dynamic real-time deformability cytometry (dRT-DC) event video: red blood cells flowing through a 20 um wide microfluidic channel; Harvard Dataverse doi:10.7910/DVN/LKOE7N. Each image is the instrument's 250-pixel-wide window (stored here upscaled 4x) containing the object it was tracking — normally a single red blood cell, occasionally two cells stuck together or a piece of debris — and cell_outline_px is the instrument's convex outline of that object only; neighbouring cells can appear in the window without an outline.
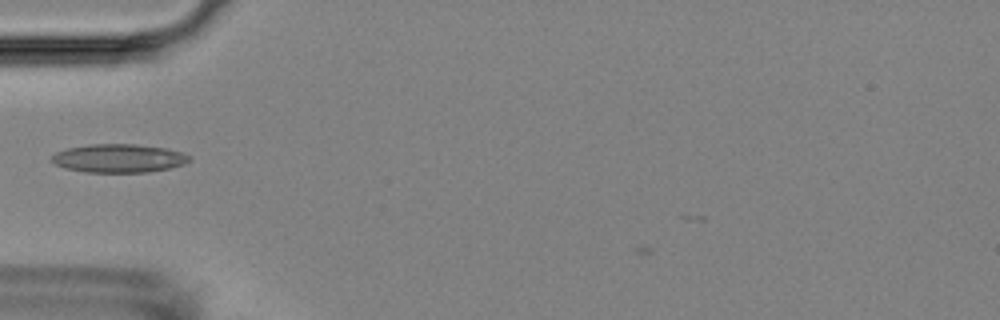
{"species": "Egyptian fruit bat (a non-hibernating species)", "species_latin": "Rousettus aegyptiacus", "temperature_condition": "room temperature", "stored_images_in_passage": 28, "camera_frame_rate_fps": 3000, "um_per_image_px": 0.085, "animal": {"sex": "female"}, "frame": {"image": 1, "passage_image": 12, "time_ms": 3.667, "image_size_px": [1000, 320], "cell_outline_px": [[192, 160], [184, 164], [168, 168], [148, 172], [84, 172], [64, 168], [56, 164], [52, 160], [52, 156], [56, 152], [68, 148], [88, 144], [136, 144], [164, 148], [180, 152], [192, 156]], "centroid_in_image_um": [10.11, 13.45], "position_along_channel_um": 74.9, "area_um2": 22.77}}
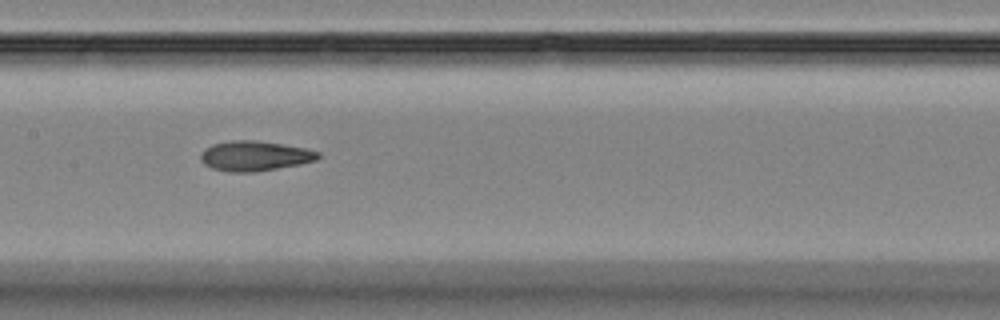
{"frame": {"image": 2, "passage_image": 21, "time_ms": 6.667, "image_size_px": [1000, 320], "cell_outline_px": [[320, 156], [316, 160], [300, 164], [252, 172], [228, 172], [212, 168], [204, 164], [200, 160], [200, 152], [204, 148], [212, 144], [232, 140], [256, 140], [304, 148], [320, 152]], "centroid_in_image_um": [21.6, 13.25], "position_along_channel_um": 185.8, "area_um2": 20.46}}